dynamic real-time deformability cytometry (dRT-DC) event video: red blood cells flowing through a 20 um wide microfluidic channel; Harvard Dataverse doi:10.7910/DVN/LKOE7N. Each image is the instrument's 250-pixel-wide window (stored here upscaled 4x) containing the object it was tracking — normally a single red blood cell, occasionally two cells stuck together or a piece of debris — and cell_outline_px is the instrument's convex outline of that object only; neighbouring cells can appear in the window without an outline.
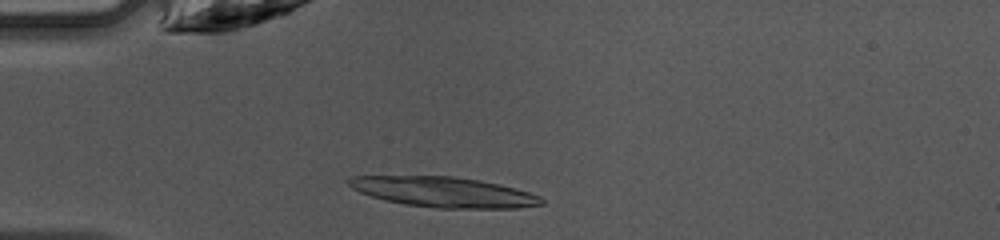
{"species": "common noctule bat (a hibernating species)", "species_latin": "Nyctalus noctula", "temperature_condition": "warm", "stored_images_in_passage": 46, "camera_frame_rate_fps": 3000, "um_per_image_px": 0.085, "animal": {"sex": "female", "body_mass_g": 10.0, "forearm_length_mm": 53.1}, "frame": {"image": 1, "passage_image": 12, "time_ms": 3.667, "image_size_px": [1000, 240], "cell_outline_px": [[544, 204], [516, 208], [436, 208], [404, 204], [384, 200], [360, 192], [352, 188], [348, 184], [348, 180], [352, 176], [452, 176], [480, 180], [516, 188], [540, 196], [544, 200]], "centroid_in_image_um": [37.72, 16.32], "position_along_channel_um": 47.3, "area_um2": 33.87}}